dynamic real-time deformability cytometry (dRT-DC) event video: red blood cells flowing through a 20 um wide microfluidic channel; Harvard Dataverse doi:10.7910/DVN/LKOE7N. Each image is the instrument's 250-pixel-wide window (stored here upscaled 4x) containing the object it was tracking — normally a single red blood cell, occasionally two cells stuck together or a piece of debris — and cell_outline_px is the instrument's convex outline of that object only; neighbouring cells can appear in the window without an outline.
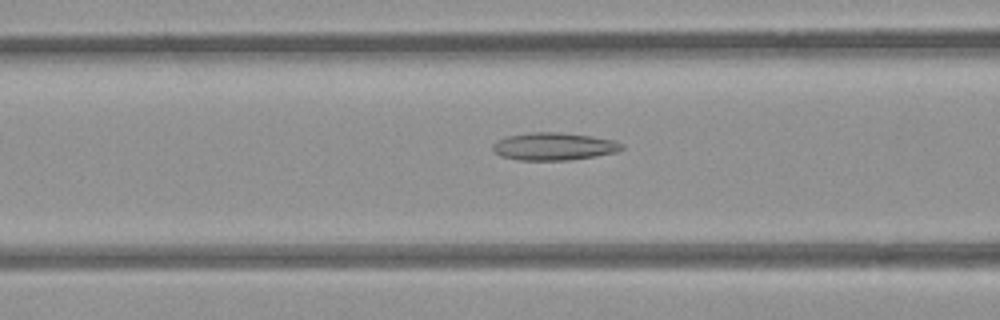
{"species": "common noctule bat (a hibernating species)", "species_latin": "Nyctalus noctula", "temperature_condition": "room temperature", "stored_images_in_passage": 54, "camera_frame_rate_fps": 3000, "um_per_image_px": 0.085, "animal": {"sex": "female", "body_mass_g": 21.9}, "frame": {"image": 1, "passage_image": 22, "time_ms": 7.0, "image_size_px": [1000, 320], "cell_outline_px": [[624, 148], [616, 152], [596, 156], [568, 160], [520, 160], [500, 156], [492, 152], [492, 144], [496, 140], [508, 136], [532, 132], [560, 132], [592, 136], [616, 140], [624, 144]], "centroid_in_image_um": [47.08, 12.44], "position_along_channel_um": 119.5, "area_um2": 20.98}}
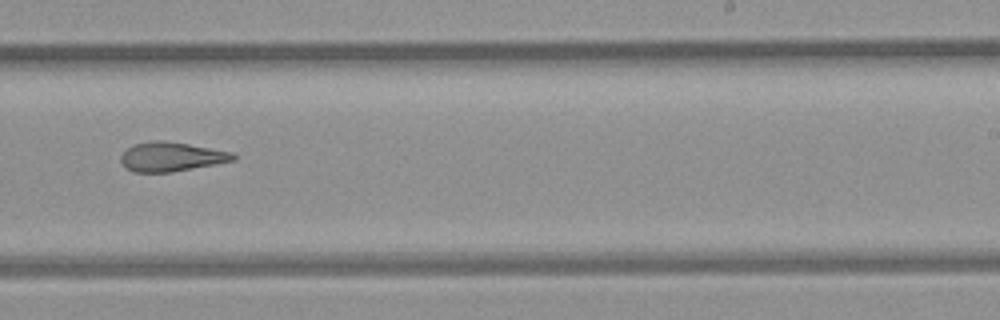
{"frame": {"image": 2, "passage_image": 34, "time_ms": 11.0, "image_size_px": [1000, 320], "cell_outline_px": [[236, 160], [216, 164], [172, 172], [136, 172], [124, 168], [120, 160], [120, 156], [128, 148], [136, 144], [152, 140], [164, 140], [188, 144], [232, 152], [236, 156]], "centroid_in_image_um": [14.55, 13.33], "position_along_channel_um": 274.4, "area_um2": 19.13}}
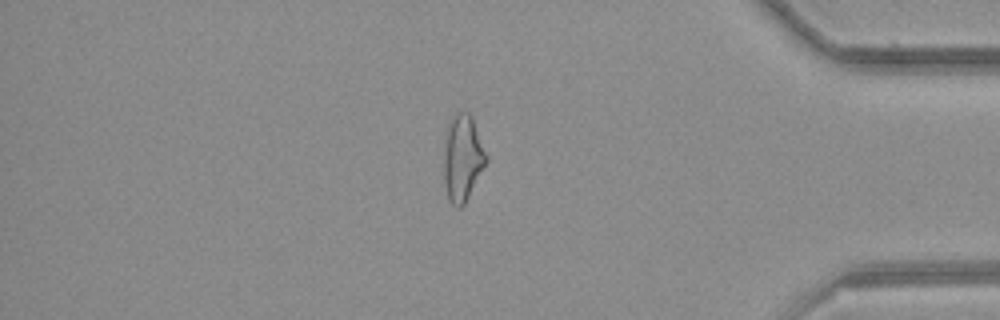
{"frame": {"image": 3, "passage_image": 46, "time_ms": 15.0, "image_size_px": [1000, 320], "cell_outline_px": [[488, 160], [484, 168], [464, 204], [460, 208], [456, 208], [448, 200], [444, 184], [444, 132], [448, 120], [460, 108], [468, 112], [472, 116], [488, 156]], "centroid_in_image_um": [39.3, 13.36], "position_along_channel_um": 395.9, "area_um2": 22.02}, "authors_computed_cell_mechanics": {"area_um2": 21.7906, "velocity_mm_per_s": 3.8761, "shape_relaxation_time_tau1_ms": null, "shape_relaxation_time_tau2_ms": 4.0165, "deformation_change_tau1": null, "deformation_change_tau2": 0.1512}}